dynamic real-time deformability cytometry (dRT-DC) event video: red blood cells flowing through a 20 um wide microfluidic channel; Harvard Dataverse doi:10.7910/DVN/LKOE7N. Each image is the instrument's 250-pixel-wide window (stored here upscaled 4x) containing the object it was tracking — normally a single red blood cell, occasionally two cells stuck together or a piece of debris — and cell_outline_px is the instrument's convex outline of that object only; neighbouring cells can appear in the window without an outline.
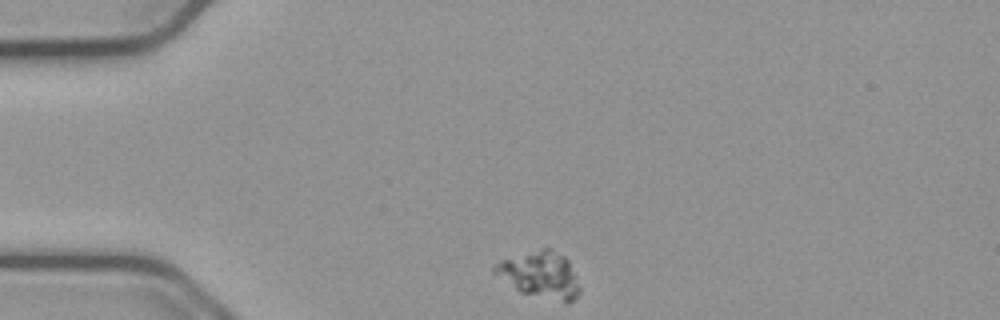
{"species": "common noctule bat (a hibernating species)", "species_latin": "Nyctalus noctula", "temperature_condition": "cold", "stored_images_in_passage": 45, "camera_frame_rate_fps": 3000, "um_per_image_px": 0.085, "animal": {"sex": "male", "body_mass_g": 23.1, "forearm_length_mm": 52.7}, "frame": {"image": 1, "passage_image": 1, "time_ms": 0.0, "image_size_px": [1000, 320], "cell_outline_px": [[580, 292], [568, 304], [520, 292], [492, 272], [492, 268], [500, 260], [540, 248], [548, 248], [564, 256], [568, 260], [580, 288]], "centroid_in_image_um": [45.9, 23.37], "position_along_channel_um": 39.1, "area_um2": 22.89}}
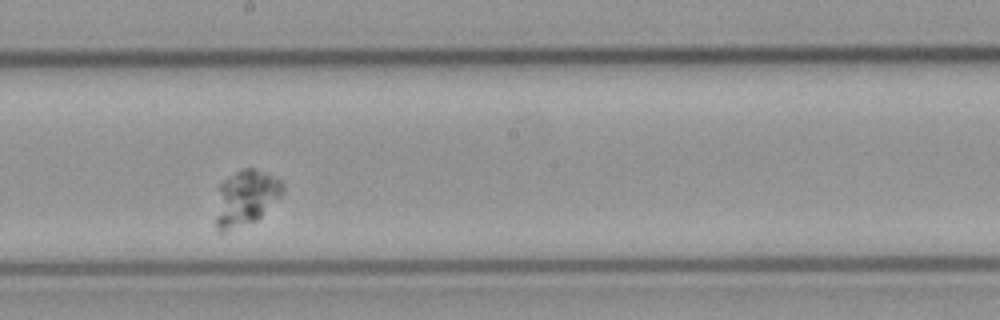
{"frame": {"image": 2, "passage_image": 20, "time_ms": 6.333, "image_size_px": [1000, 320], "cell_outline_px": [[284, 192], [256, 220], [224, 232], [220, 232], [216, 228], [216, 216], [220, 184], [224, 180], [236, 172], [244, 168], [252, 168], [264, 172], [280, 180], [284, 184]], "centroid_in_image_um": [20.89, 16.81], "position_along_channel_um": 227.3, "area_um2": 21.1}}
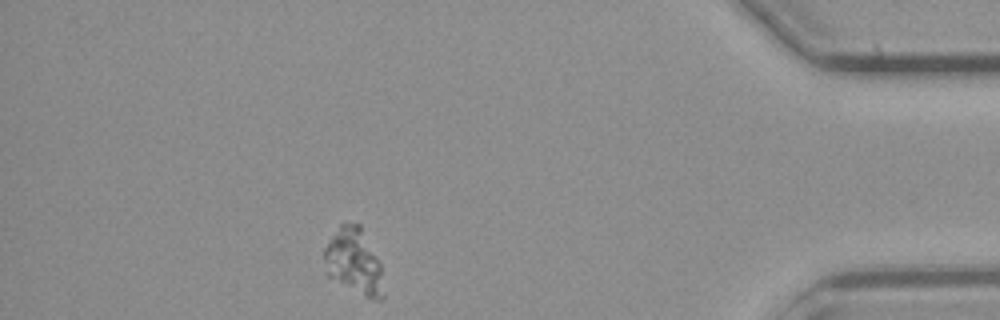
{"frame": {"image": 3, "passage_image": 39, "time_ms": 12.667, "image_size_px": [1000, 320], "cell_outline_px": [[384, 296], [380, 300], [376, 300], [364, 296], [328, 276], [324, 272], [324, 248], [340, 224], [360, 224], [380, 260]], "centroid_in_image_um": [30.1, 22.23], "position_along_channel_um": 405.1, "area_um2": 22.77}}